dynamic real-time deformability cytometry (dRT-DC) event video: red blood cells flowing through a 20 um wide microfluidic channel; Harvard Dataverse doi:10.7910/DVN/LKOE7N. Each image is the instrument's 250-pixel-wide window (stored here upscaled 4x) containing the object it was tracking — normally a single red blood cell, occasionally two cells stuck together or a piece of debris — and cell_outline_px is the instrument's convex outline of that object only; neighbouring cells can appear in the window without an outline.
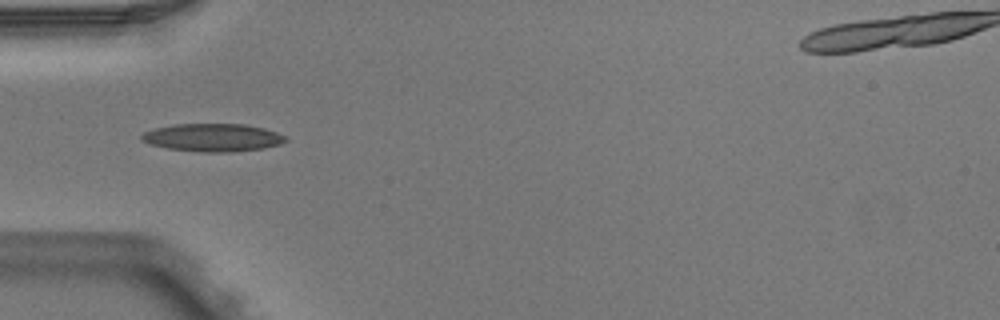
{"species": "Egyptian fruit bat (a non-hibernating species)", "species_latin": "Rousettus aegyptiacus", "temperature_condition": "warm", "stored_images_in_passage": 2, "camera_frame_rate_fps": 3000, "um_per_image_px": 0.085, "animal": {"sex": "male"}, "frame": {"image": 1, "passage_image": 2, "time_ms": 0.333, "image_size_px": [1000, 320], "cell_outline_px": [[288, 140], [280, 144], [264, 148], [232, 152], [200, 152], [168, 148], [152, 144], [140, 140], [140, 136], [144, 132], [156, 128], [176, 124], [244, 124], [264, 128], [288, 136]], "centroid_in_image_um": [18.12, 11.69], "position_along_channel_um": 66.9, "area_um2": 23.41}}